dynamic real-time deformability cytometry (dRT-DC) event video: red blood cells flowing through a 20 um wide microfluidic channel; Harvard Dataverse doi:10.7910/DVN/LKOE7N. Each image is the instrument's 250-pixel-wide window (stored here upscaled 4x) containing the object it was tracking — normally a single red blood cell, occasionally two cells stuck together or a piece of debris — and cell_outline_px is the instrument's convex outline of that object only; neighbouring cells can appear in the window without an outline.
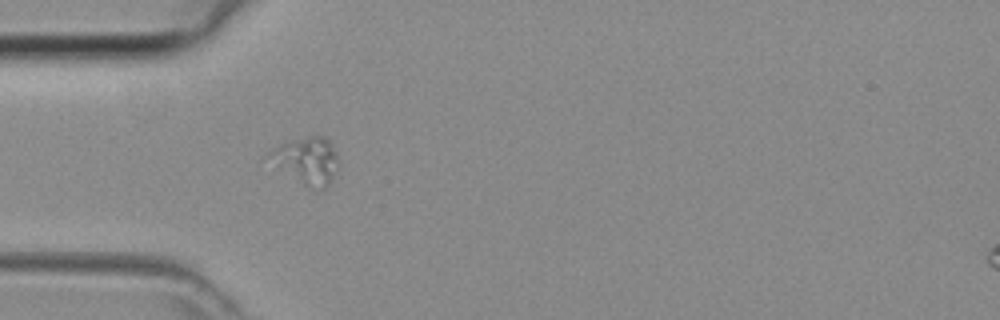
{"species": "common noctule bat (a hibernating species)", "species_latin": "Nyctalus noctula", "temperature_condition": "room temperature", "stored_images_in_passage": 33, "camera_frame_rate_fps": 3000, "um_per_image_px": 0.085, "animal": {"sex": "female", "body_mass_g": 29.2, "forearm_length_mm": 56.3}, "frame": {"image": 1, "passage_image": 1, "time_ms": 0.0, "image_size_px": [1000, 320], "cell_outline_px": [[336, 160], [328, 184], [324, 188], [316, 192], [308, 188], [264, 156], [272, 148], [280, 144], [292, 140], [308, 136], [324, 136], [332, 144], [336, 152]], "centroid_in_image_um": [26.03, 13.63], "position_along_channel_um": 59.0, "area_um2": 18.38}}
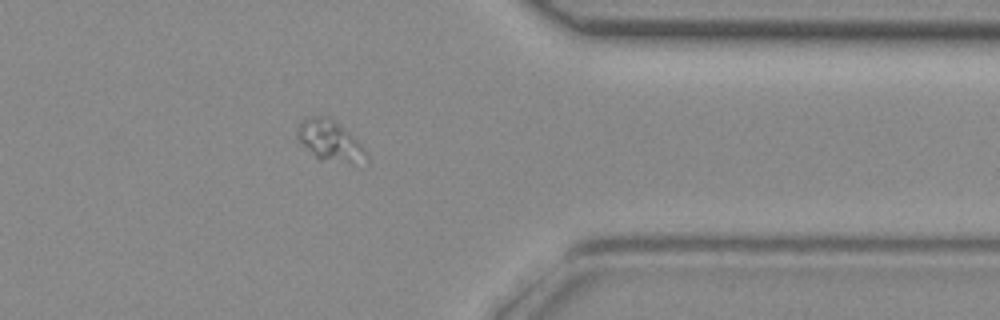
{"frame": {"image": 2, "passage_image": 24, "time_ms": 7.667, "image_size_px": [1000, 320], "cell_outline_px": [[368, 156], [320, 160], [296, 136], [296, 128], [300, 120], [308, 116], [320, 116], [332, 120], [348, 132], [364, 148]], "centroid_in_image_um": [27.88, 11.82], "position_along_channel_um": 383.5, "area_um2": 14.62}}
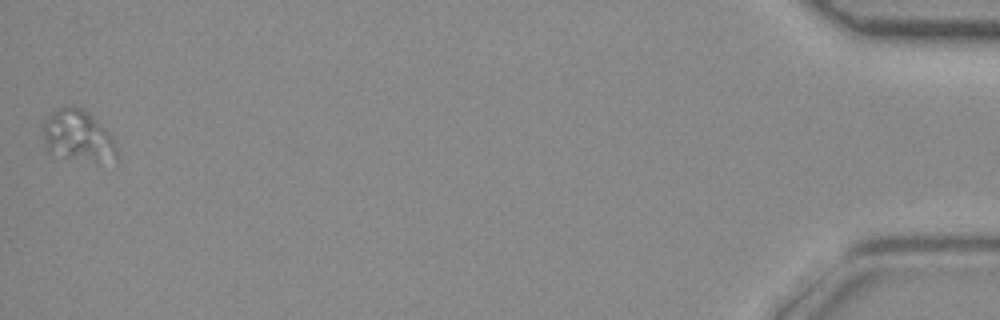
{"frame": {"image": 3, "passage_image": 33, "time_ms": 10.667, "image_size_px": [1000, 320], "cell_outline_px": [[116, 160], [96, 160], [64, 156], [48, 152], [44, 144], [44, 124], [48, 116], [56, 108], [64, 104], [72, 104], [84, 108], [108, 132], [116, 148]], "centroid_in_image_um": [6.58, 11.47], "position_along_channel_um": 428.6, "area_um2": 21.56}}